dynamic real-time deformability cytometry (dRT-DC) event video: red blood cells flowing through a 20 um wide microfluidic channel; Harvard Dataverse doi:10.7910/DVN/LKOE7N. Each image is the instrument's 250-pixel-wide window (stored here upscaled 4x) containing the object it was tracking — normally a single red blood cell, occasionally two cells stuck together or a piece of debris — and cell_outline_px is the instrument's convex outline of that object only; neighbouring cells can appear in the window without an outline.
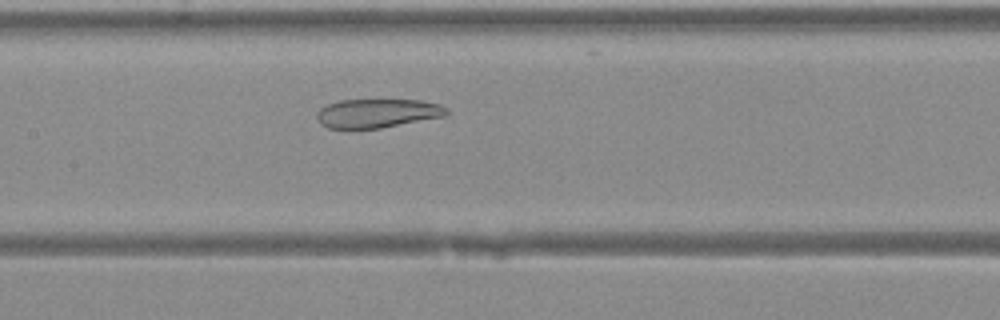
{"species": "Egyptian fruit bat (a non-hibernating species)", "species_latin": "Rousettus aegyptiacus", "temperature_condition": "warm", "stored_images_in_passage": 36, "camera_frame_rate_fps": 3000, "um_per_image_px": 0.085, "animal": {"sex": "female"}, "frame": {"image": 1, "passage_image": 15, "time_ms": 4.667, "image_size_px": [1000, 320], "cell_outline_px": [[448, 112], [444, 116], [380, 128], [328, 128], [320, 124], [316, 116], [316, 112], [320, 108], [328, 104], [340, 100], [420, 100], [440, 104], [448, 108]], "centroid_in_image_um": [32.06, 9.62], "position_along_channel_um": 175.3, "area_um2": 21.73}}
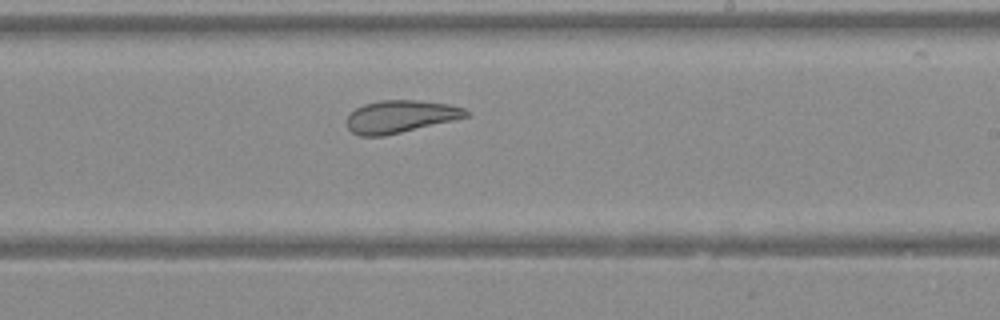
{"frame": {"image": 2, "passage_image": 20, "time_ms": 6.333, "image_size_px": [1000, 320], "cell_outline_px": [[468, 116], [456, 120], [384, 136], [360, 136], [352, 132], [348, 128], [348, 116], [356, 108], [364, 104], [380, 100], [416, 100], [448, 104], [464, 108], [468, 112]], "centroid_in_image_um": [34.05, 9.91], "position_along_channel_um": 255.0, "area_um2": 22.48}}
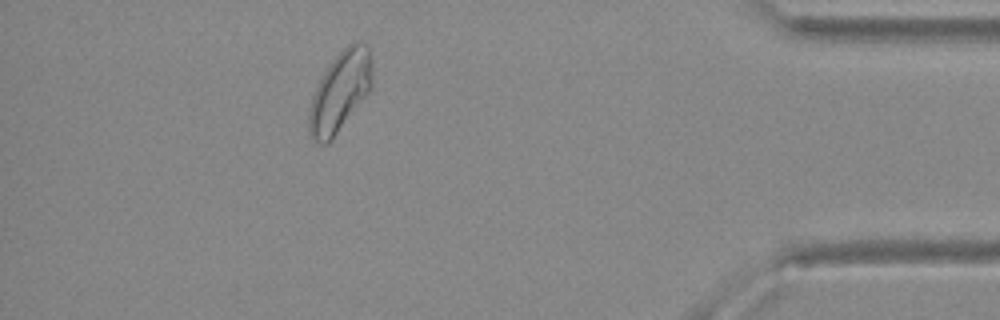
{"frame": {"image": 3, "passage_image": 32, "time_ms": 10.333, "image_size_px": [1000, 320], "cell_outline_px": [[372, 88], [332, 140], [328, 144], [320, 144], [308, 132], [308, 112], [312, 96], [328, 64], [352, 40], [360, 40], [368, 44], [372, 52]], "centroid_in_image_um": [28.94, 7.74], "position_along_channel_um": 406.3, "area_um2": 29.94}}